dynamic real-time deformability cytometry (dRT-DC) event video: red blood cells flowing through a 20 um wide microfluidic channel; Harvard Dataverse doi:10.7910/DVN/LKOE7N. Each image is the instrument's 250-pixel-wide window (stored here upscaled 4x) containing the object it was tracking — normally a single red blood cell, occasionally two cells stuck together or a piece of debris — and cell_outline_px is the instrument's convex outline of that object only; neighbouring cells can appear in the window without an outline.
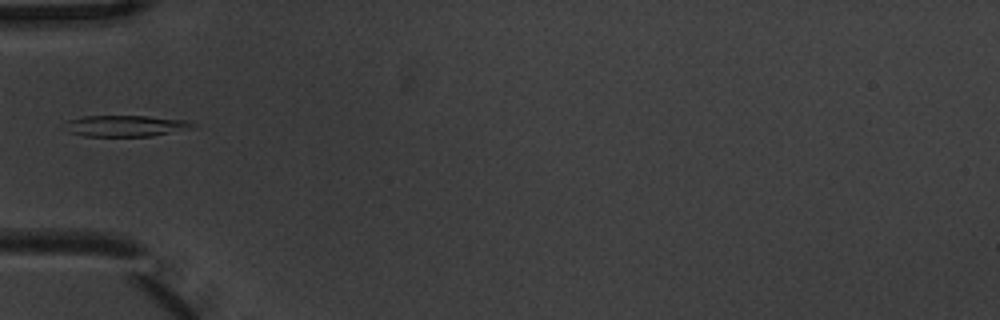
{"species": "common noctule bat (a hibernating species)", "species_latin": "Nyctalus noctula", "temperature_condition": "warm", "stored_images_in_passage": 2, "camera_frame_rate_fps": 3000, "um_per_image_px": 0.085, "animal": {"sex": "male", "body_mass_g": 20.1, "forearm_length_mm": 53.5}, "frame": {"image": 1, "passage_image": 1, "time_ms": 0.0, "image_size_px": [1000, 320], "cell_outline_px": [[196, 124], [168, 132], [152, 136], [84, 136], [68, 132], [68, 120], [84, 116], [148, 116], [188, 120]], "centroid_in_image_um": [10.61, 10.69], "position_along_channel_um": 74.4, "area_um2": 15.26}}